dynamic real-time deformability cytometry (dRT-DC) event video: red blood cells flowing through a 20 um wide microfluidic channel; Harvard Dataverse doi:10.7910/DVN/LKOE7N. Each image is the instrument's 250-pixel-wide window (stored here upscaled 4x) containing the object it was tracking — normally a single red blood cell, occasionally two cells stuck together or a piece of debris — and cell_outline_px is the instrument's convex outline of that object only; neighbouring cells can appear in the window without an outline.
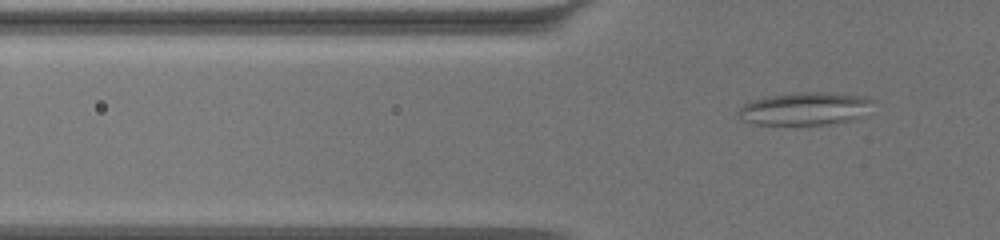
{"species": "common noctule bat (a hibernating species)", "species_latin": "Nyctalus noctula", "temperature_condition": "warm", "stored_images_in_passage": 45, "camera_frame_rate_fps": 3000, "um_per_image_px": 0.085, "animal": {"sex": "female", "body_mass_g": 19.5, "forearm_length_mm": 54.1}, "frame": {"image": 1, "passage_image": 3, "time_ms": 0.667, "image_size_px": [1000, 240], "cell_outline_px": [[872, 100], [860, 116], [852, 120], [832, 124], [752, 124], [744, 120], [740, 116], [740, 108], [744, 104], [752, 100], [768, 96], [792, 92], [824, 92], [868, 96]], "centroid_in_image_um": [68.4, 9.22], "position_along_channel_um": 57.4, "area_um2": 25.37}}
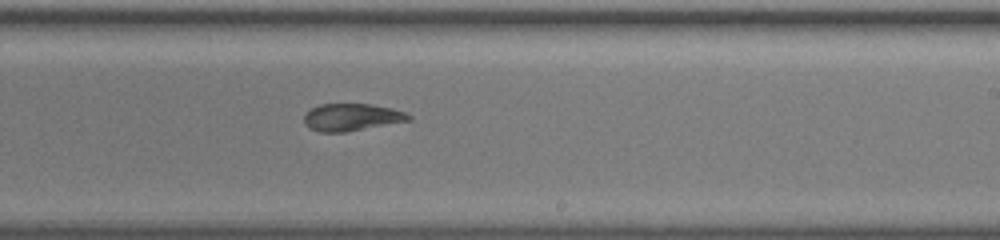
{"frame": {"image": 2, "passage_image": 22, "time_ms": 7.0, "image_size_px": [1000, 240], "cell_outline_px": [[412, 120], [344, 132], [320, 132], [308, 128], [304, 124], [304, 116], [312, 108], [320, 104], [372, 104], [392, 108], [408, 112], [412, 116]], "centroid_in_image_um": [29.92, 9.96], "position_along_channel_um": 259.1, "area_um2": 16.7}}
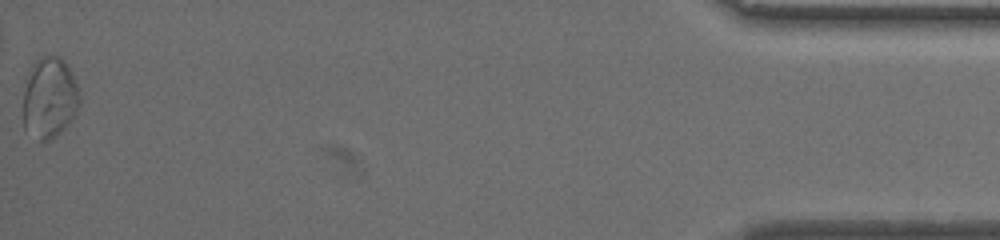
{"frame": {"image": 3, "passage_image": 45, "time_ms": 14.667, "image_size_px": [1000, 240], "cell_outline_px": [[80, 104], [76, 112], [60, 132], [52, 140], [40, 140], [24, 128], [24, 92], [28, 72], [32, 64], [36, 60], [44, 56], [60, 56], [64, 60], [72, 72], [80, 96]], "centroid_in_image_um": [4.21, 8.29], "position_along_channel_um": 431.0, "area_um2": 26.41}, "authors_computed_cell_mechanics": {"area_um2": 18.4382, "velocity_mm_per_s": 3.3749, "shape_relaxation_time_tau1_ms": null, "shape_relaxation_time_tau2_ms": 2.3159, "deformation_change_tau1": null, "deformation_change_tau2": 0.0949}}